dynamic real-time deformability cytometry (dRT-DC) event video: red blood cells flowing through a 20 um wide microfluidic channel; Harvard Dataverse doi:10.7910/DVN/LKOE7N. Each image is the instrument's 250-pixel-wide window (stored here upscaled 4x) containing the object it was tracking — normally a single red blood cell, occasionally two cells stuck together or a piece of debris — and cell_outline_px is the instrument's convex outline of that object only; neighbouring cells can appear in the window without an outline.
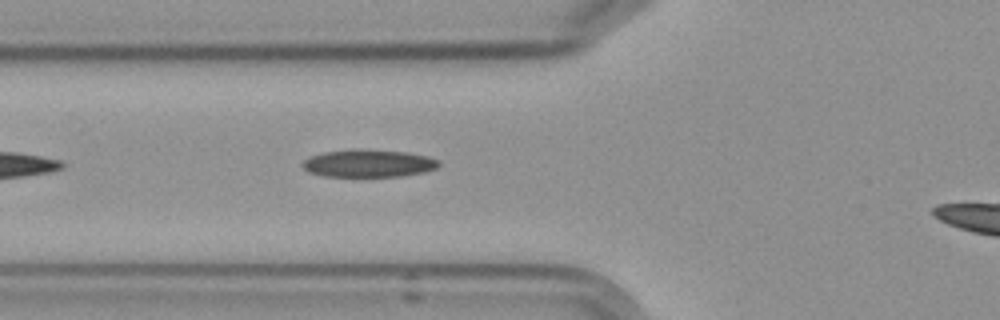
{"species": "Egyptian fruit bat (a non-hibernating species)", "species_latin": "Rousettus aegyptiacus", "temperature_condition": "cold", "stored_images_in_passage": 5, "camera_frame_rate_fps": 3000, "um_per_image_px": 0.085, "frame": {"image": 1, "passage_image": 4, "time_ms": 3.333, "image_size_px": [1000, 320], "cell_outline_px": [[440, 164], [436, 168], [424, 172], [400, 176], [324, 176], [308, 172], [300, 164], [304, 160], [312, 156], [324, 152], [352, 148], [360, 148], [408, 152], [428, 156], [440, 160]], "centroid_in_image_um": [31.33, 13.86], "position_along_channel_um": 94.5, "area_um2": 22.14}}